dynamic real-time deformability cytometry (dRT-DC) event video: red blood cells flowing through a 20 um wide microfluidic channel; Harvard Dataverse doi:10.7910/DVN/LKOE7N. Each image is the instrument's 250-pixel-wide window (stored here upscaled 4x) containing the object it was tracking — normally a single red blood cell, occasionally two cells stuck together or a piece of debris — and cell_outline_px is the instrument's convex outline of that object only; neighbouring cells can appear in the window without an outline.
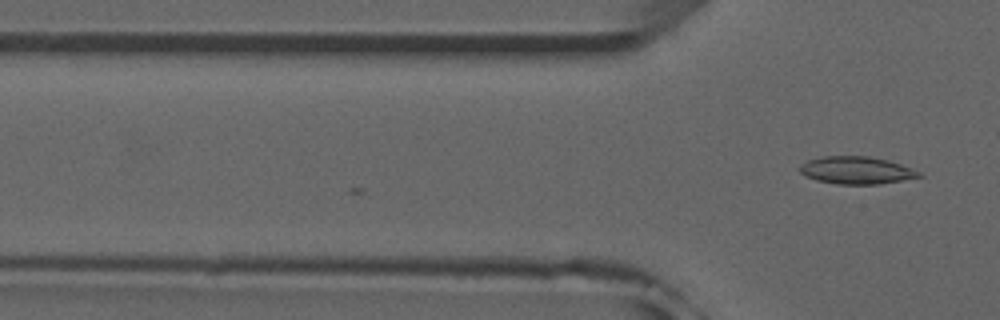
{"species": "common noctule bat (a hibernating species)", "species_latin": "Nyctalus noctula", "temperature_condition": "room temperature", "stored_images_in_passage": 3, "camera_frame_rate_fps": 3000, "um_per_image_px": 0.085, "animal": {"sex": "male", "forearm_length_mm": 52.5}, "frame": {"image": 1, "passage_image": 3, "time_ms": 0.667, "image_size_px": [1000, 320], "cell_outline_px": [[924, 176], [880, 184], [836, 184], [816, 180], [804, 176], [800, 172], [800, 164], [808, 160], [824, 156], [868, 156], [900, 164], [920, 172]], "centroid_in_image_um": [72.76, 14.48], "position_along_channel_um": 53.0, "area_um2": 18.96}}